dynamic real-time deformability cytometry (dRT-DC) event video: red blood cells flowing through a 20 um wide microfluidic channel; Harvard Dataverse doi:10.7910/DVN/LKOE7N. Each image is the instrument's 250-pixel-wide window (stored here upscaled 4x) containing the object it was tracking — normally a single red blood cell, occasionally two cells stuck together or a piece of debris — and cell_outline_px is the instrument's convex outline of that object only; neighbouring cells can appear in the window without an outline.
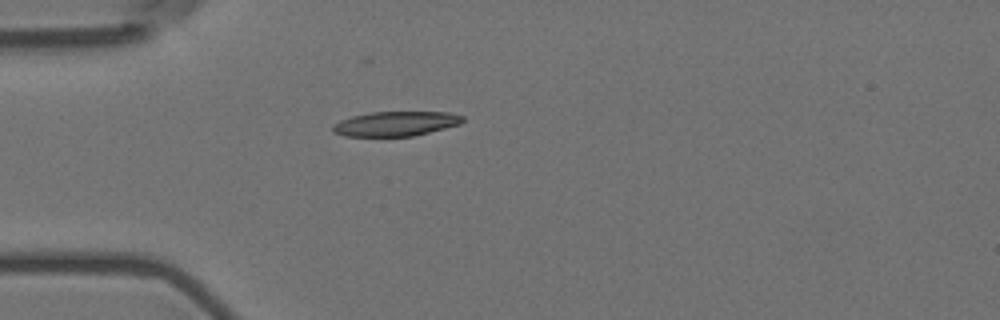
{"species": "Egyptian fruit bat (a non-hibernating species)", "species_latin": "Rousettus aegyptiacus", "temperature_condition": "room temperature", "stored_images_in_passage": 41, "camera_frame_rate_fps": 3000, "um_per_image_px": 0.085, "animal": {"sex": "female"}, "frame": {"image": 1, "passage_image": 1, "time_ms": 0.0, "image_size_px": [1000, 320], "cell_outline_px": [[464, 120], [460, 124], [412, 136], [344, 136], [332, 132], [332, 124], [340, 120], [352, 116], [372, 112], [448, 112], [464, 116]], "centroid_in_image_um": [33.6, 10.51], "position_along_channel_um": 51.4, "area_um2": 18.61}}
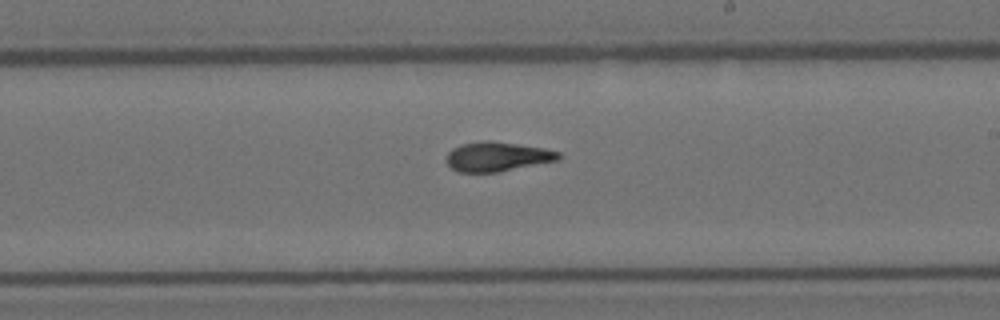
{"frame": {"image": 2, "passage_image": 18, "time_ms": 5.667, "image_size_px": [1000, 320], "cell_outline_px": [[560, 156], [556, 160], [496, 172], [456, 172], [444, 160], [448, 152], [452, 148], [460, 144], [484, 140], [488, 140], [544, 148], [560, 152]], "centroid_in_image_um": [42.18, 13.3], "position_along_channel_um": 246.8, "area_um2": 19.07}}
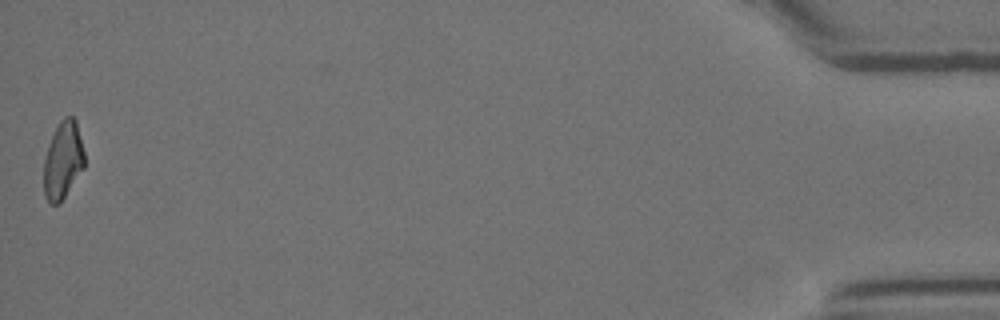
{"frame": {"image": 3, "passage_image": 41, "time_ms": 13.333, "image_size_px": [1000, 320], "cell_outline_px": [[84, 168], [60, 204], [52, 204], [44, 196], [44, 160], [52, 136], [60, 120], [64, 116], [72, 116], [76, 120], [84, 152]], "centroid_in_image_um": [5.36, 13.64], "position_along_channel_um": 429.8, "area_um2": 18.26}, "authors_computed_cell_mechanics": {"area_um2": 19.1318, "velocity_mm_per_s": 3.6318, "shape_relaxation_time_tau1_ms": null, "shape_relaxation_time_tau2_ms": 3.3138, "deformation_change_tau1": null, "deformation_change_tau2": 0.123}}